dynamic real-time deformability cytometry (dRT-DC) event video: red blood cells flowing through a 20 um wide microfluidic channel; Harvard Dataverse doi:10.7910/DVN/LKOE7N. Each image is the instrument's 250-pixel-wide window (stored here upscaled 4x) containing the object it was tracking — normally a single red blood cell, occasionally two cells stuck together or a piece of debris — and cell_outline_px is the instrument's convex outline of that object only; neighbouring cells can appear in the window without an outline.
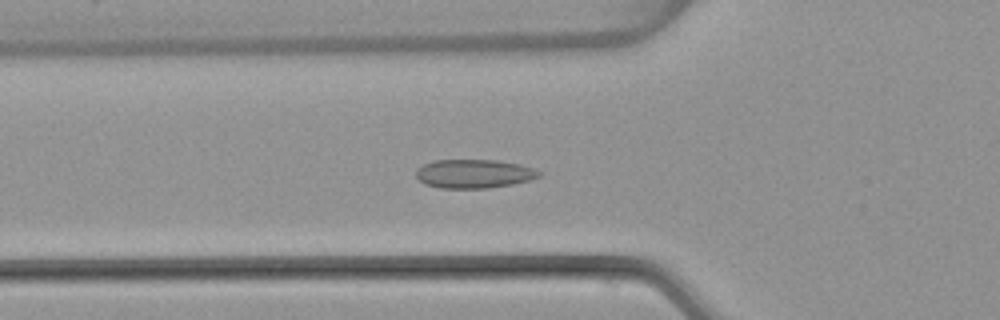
{"species": "common noctule bat (a hibernating species)", "species_latin": "Nyctalus noctula", "temperature_condition": "warm", "stored_images_in_passage": 54, "camera_frame_rate_fps": 3000, "um_per_image_px": 0.085, "animal": {"sex": "female", "body_mass_g": 22.7, "forearm_length_mm": 54.2}, "frame": {"image": 1, "passage_image": 19, "time_ms": 6.0, "image_size_px": [1000, 320], "cell_outline_px": [[544, 172], [540, 176], [528, 180], [512, 184], [488, 188], [440, 188], [424, 184], [416, 176], [416, 172], [424, 164], [436, 160], [500, 160], [520, 164]], "centroid_in_image_um": [40.32, 14.76], "position_along_channel_um": 85.5, "area_um2": 20.58}}
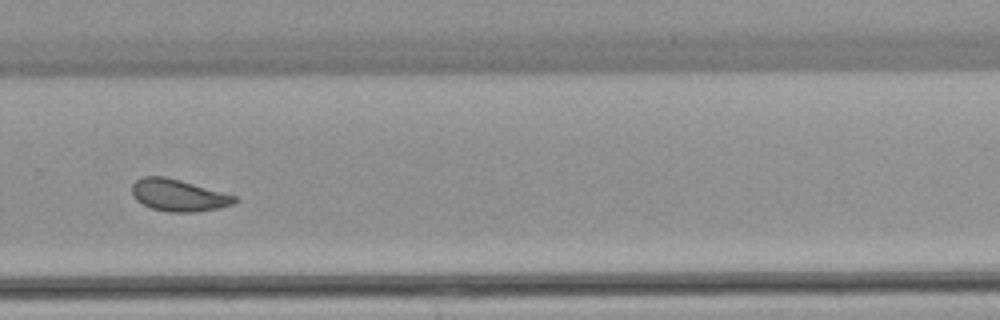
{"frame": {"image": 2, "passage_image": 37, "time_ms": 12.0, "image_size_px": [1000, 320], "cell_outline_px": [[240, 200], [232, 204], [220, 208], [196, 212], [168, 212], [152, 208], [136, 200], [132, 196], [132, 184], [136, 180], [144, 176], [164, 176], [180, 180], [236, 196]], "centroid_in_image_um": [15.17, 16.6], "position_along_channel_um": 314.6, "area_um2": 19.07}}
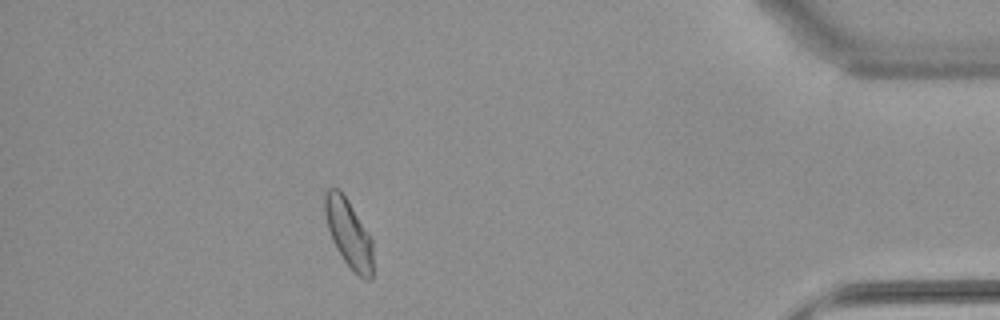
{"frame": {"image": 3, "passage_image": 48, "time_ms": 15.667, "image_size_px": [1000, 320], "cell_outline_px": [[372, 280], [364, 280], [352, 272], [336, 248], [332, 240], [328, 228], [324, 212], [324, 192], [328, 188], [340, 188], [372, 236]], "centroid_in_image_um": [29.64, 19.83], "position_along_channel_um": 405.6, "area_um2": 19.54}, "authors_computed_cell_mechanics": {"area_um2": 19.7965, "velocity_mm_per_s": 3.8245, "shape_relaxation_time_tau1_ms": null, "shape_relaxation_time_tau2_ms": 1.1995, "deformation_change_tau1": null, "deformation_change_tau2": 0.0749}}